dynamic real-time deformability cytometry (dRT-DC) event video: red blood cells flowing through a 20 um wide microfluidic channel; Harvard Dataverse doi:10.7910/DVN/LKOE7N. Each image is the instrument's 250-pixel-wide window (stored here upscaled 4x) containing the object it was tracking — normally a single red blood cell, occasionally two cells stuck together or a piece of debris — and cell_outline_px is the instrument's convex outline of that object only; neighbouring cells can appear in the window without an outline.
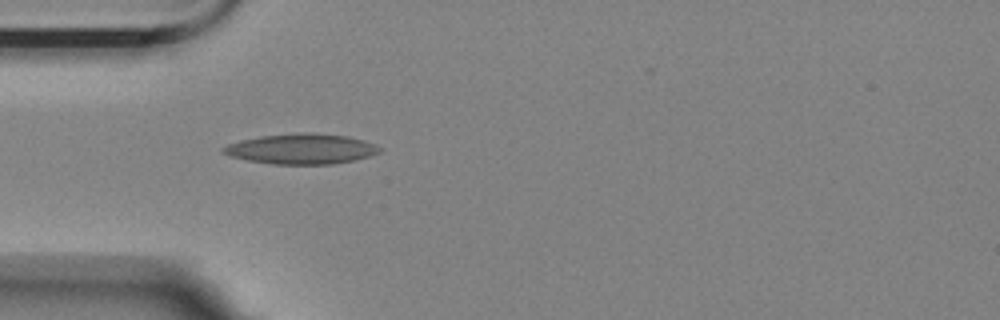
{"species": "Egyptian fruit bat (a non-hibernating species)", "species_latin": "Rousettus aegyptiacus", "temperature_condition": "room temperature", "stored_images_in_passage": 44, "camera_frame_rate_fps": 3000, "um_per_image_px": 0.085, "animal": {"sex": "female"}, "frame": {"image": 1, "passage_image": 4, "time_ms": 1.0, "image_size_px": [1000, 320], "cell_outline_px": [[380, 152], [356, 160], [332, 164], [272, 164], [248, 160], [232, 156], [220, 152], [220, 148], [228, 144], [240, 140], [260, 136], [312, 132], [348, 136], [364, 140], [376, 144], [380, 148]], "centroid_in_image_um": [25.62, 12.65], "position_along_channel_um": 59.4, "area_um2": 27.57}}
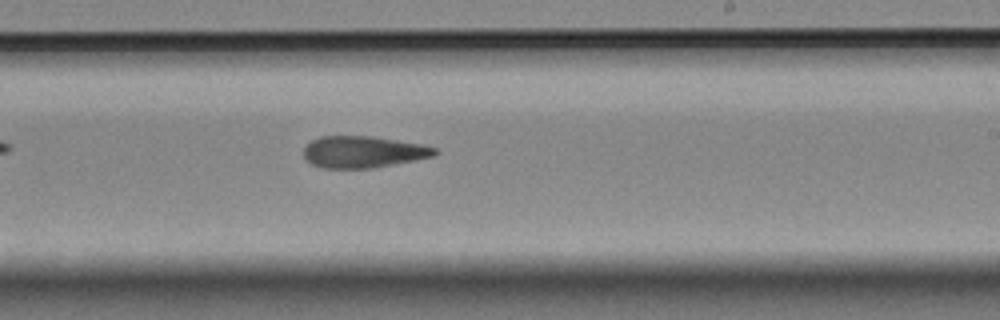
{"frame": {"image": 2, "passage_image": 21, "time_ms": 6.667, "image_size_px": [1000, 320], "cell_outline_px": [[440, 152], [436, 156], [416, 160], [372, 168], [320, 168], [304, 160], [304, 148], [312, 140], [320, 136], [368, 136], [420, 144], [436, 148]], "centroid_in_image_um": [30.86, 12.92], "position_along_channel_um": 258.1, "area_um2": 24.22}}
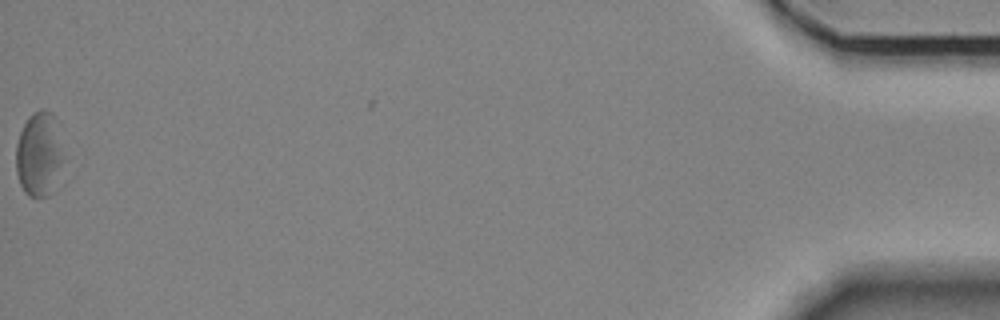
{"frame": {"image": 3, "passage_image": 44, "time_ms": 14.333, "image_size_px": [1000, 320], "cell_outline_px": [[64, 160], [48, 196], [28, 196], [24, 192], [20, 184], [16, 172], [16, 144], [20, 132], [28, 116], [32, 112], [40, 108], [44, 108], [52, 112], [60, 120]], "centroid_in_image_um": [3.35, 12.99], "position_along_channel_um": 431.9, "area_um2": 24.04}}